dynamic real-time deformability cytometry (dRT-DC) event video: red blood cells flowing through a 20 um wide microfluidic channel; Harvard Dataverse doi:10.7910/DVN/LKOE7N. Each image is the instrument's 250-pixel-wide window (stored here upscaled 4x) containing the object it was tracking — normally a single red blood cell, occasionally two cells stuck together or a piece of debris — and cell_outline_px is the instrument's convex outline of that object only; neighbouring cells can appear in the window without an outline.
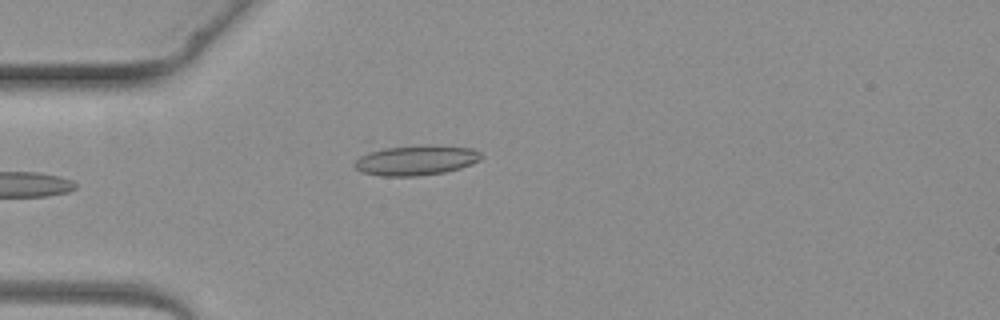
{"species": "common noctule bat (a hibernating species)", "species_latin": "Nyctalus noctula", "temperature_condition": "warm", "stored_images_in_passage": 2, "camera_frame_rate_fps": 3000, "um_per_image_px": 0.085, "animal": {"sex": "female", "body_mass_g": 19.3, "forearm_length_mm": 54.1}, "frame": {"image": 1, "passage_image": 2, "time_ms": 1.333, "image_size_px": [1000, 320], "cell_outline_px": [[484, 156], [480, 160], [472, 164], [460, 168], [444, 172], [416, 176], [380, 176], [360, 172], [352, 164], [364, 140], [368, 140], [472, 148], [480, 152]], "centroid_in_image_um": [34.98, 13.48], "position_along_channel_um": 50.0, "area_um2": 25.26}}